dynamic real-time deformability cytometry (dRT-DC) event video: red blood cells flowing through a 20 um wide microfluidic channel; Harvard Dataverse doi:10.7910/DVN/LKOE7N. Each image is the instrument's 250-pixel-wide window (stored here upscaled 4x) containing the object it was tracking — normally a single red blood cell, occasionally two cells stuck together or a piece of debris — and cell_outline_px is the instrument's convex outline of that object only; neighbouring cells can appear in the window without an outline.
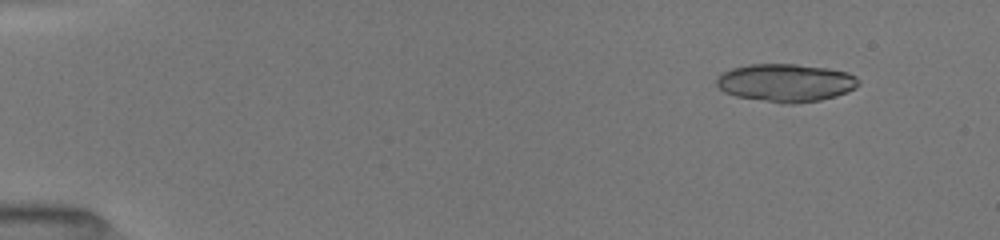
{"species": "common noctule bat (a hibernating species)", "species_latin": "Nyctalus noctula", "temperature_condition": "room temperature", "stored_images_in_passage": 22, "camera_frame_rate_fps": 3000, "um_per_image_px": 0.085, "animal": {"sex": "female", "body_mass_g": 19.5, "forearm_length_mm": 54.1}, "frame": {"image": 1, "passage_image": 5, "time_ms": 1.333, "image_size_px": [1000, 240], "cell_outline_px": [[860, 84], [856, 88], [848, 92], [836, 96], [820, 100], [796, 104], [784, 104], [736, 96], [724, 92], [716, 84], [716, 80], [720, 72], [732, 68], [748, 64], [796, 64], [828, 68], [848, 72], [856, 76], [860, 80]], "centroid_in_image_um": [66.81, 7.03], "position_along_channel_um": 18.2, "area_um2": 31.79}}